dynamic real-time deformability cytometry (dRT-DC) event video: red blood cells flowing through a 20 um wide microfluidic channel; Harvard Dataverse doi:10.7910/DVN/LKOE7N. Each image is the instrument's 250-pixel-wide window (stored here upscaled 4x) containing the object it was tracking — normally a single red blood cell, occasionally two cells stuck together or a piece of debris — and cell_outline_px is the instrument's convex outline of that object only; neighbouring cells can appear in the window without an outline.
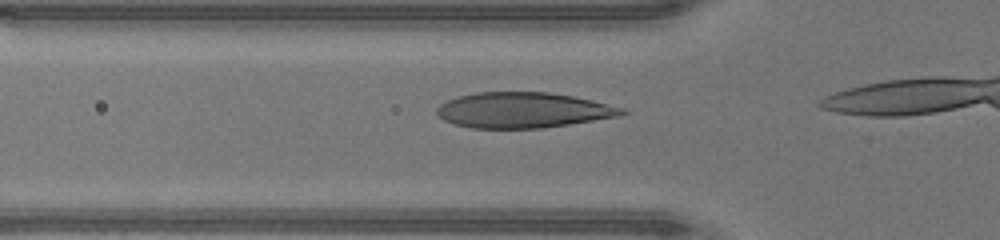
{"species": "human", "species_latin": "Homo sapiens", "temperature_condition": "warm", "stored_images_in_passage": 12, "camera_frame_rate_fps": 3000, "um_per_image_px": 0.085, "donor": {"sex": "male"}, "frame": {"image": 1, "passage_image": 10, "time_ms": 3.0, "image_size_px": [1000, 240], "cell_outline_px": [[628, 112], [620, 116], [544, 128], [472, 128], [452, 124], [444, 120], [436, 112], [436, 108], [440, 104], [456, 96], [476, 92], [548, 92], [572, 96], [592, 100], [624, 108]], "centroid_in_image_um": [44.45, 9.36], "position_along_channel_um": 81.4, "area_um2": 38.38}}